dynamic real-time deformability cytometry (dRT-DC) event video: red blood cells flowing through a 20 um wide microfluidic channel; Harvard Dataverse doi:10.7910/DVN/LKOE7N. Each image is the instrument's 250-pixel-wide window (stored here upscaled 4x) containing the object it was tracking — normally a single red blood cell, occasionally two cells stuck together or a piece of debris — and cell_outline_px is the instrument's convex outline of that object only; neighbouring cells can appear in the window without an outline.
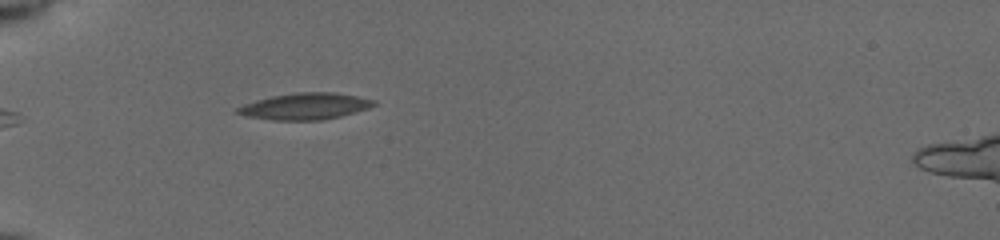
{"species": "common noctule bat (a hibernating species)", "species_latin": "Nyctalus noctula", "temperature_condition": "cold", "stored_images_in_passage": 28, "camera_frame_rate_fps": 3000, "um_per_image_px": 0.085, "animal": {"sex": "female", "body_mass_g": 19.5, "forearm_length_mm": 54.1}, "frame": {"image": 1, "passage_image": 1, "time_ms": 0.0, "image_size_px": [1000, 240], "cell_outline_px": [[376, 104], [368, 108], [356, 112], [324, 120], [272, 120], [248, 116], [232, 112], [236, 108], [244, 104], [256, 100], [272, 96], [300, 92], [332, 92], [356, 96], [376, 100]], "centroid_in_image_um": [25.92, 9.04], "position_along_channel_um": 59.1, "area_um2": 20.98}}
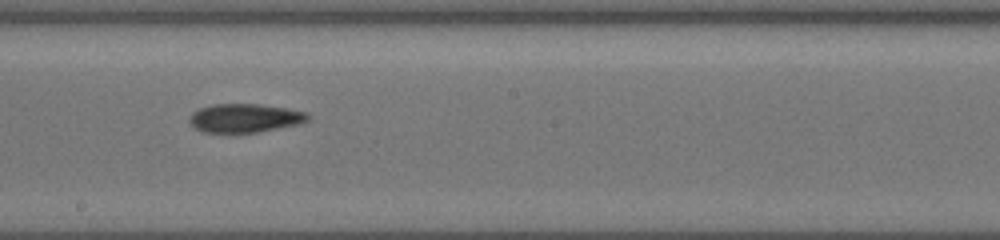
{"frame": {"image": 2, "passage_image": 15, "time_ms": 4.667, "image_size_px": [1000, 240], "cell_outline_px": [[308, 120], [296, 124], [256, 132], [204, 132], [196, 128], [188, 120], [192, 112], [200, 108], [216, 104], [256, 104], [284, 108], [304, 112], [308, 116]], "centroid_in_image_um": [20.75, 10.03], "position_along_channel_um": 227.5, "area_um2": 19.19}}
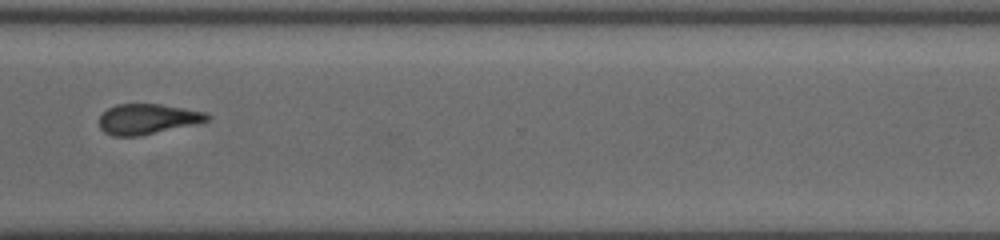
{"frame": {"image": 3, "passage_image": 25, "time_ms": 8.0, "image_size_px": [1000, 240], "cell_outline_px": [[212, 116], [208, 120], [140, 136], [112, 136], [104, 132], [100, 128], [100, 116], [108, 108], [116, 104], [160, 104], [204, 112]], "centroid_in_image_um": [12.48, 10.11], "position_along_channel_um": 358.1, "area_um2": 18.73}}